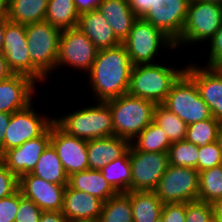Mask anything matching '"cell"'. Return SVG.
<instances>
[{
    "label": "cell",
    "mask_w": 222,
    "mask_h": 222,
    "mask_svg": "<svg viewBox=\"0 0 222 222\" xmlns=\"http://www.w3.org/2000/svg\"><path fill=\"white\" fill-rule=\"evenodd\" d=\"M67 185L77 191L89 193L103 203L118 193L100 170L87 169L74 173L68 176Z\"/></svg>",
    "instance_id": "24"
},
{
    "label": "cell",
    "mask_w": 222,
    "mask_h": 222,
    "mask_svg": "<svg viewBox=\"0 0 222 222\" xmlns=\"http://www.w3.org/2000/svg\"><path fill=\"white\" fill-rule=\"evenodd\" d=\"M186 203L163 204L161 217L163 222H185Z\"/></svg>",
    "instance_id": "42"
},
{
    "label": "cell",
    "mask_w": 222,
    "mask_h": 222,
    "mask_svg": "<svg viewBox=\"0 0 222 222\" xmlns=\"http://www.w3.org/2000/svg\"><path fill=\"white\" fill-rule=\"evenodd\" d=\"M212 208L213 215L218 219L219 222H222V198L212 203Z\"/></svg>",
    "instance_id": "48"
},
{
    "label": "cell",
    "mask_w": 222,
    "mask_h": 222,
    "mask_svg": "<svg viewBox=\"0 0 222 222\" xmlns=\"http://www.w3.org/2000/svg\"><path fill=\"white\" fill-rule=\"evenodd\" d=\"M154 0H131L129 2L132 11L138 18H143L153 6Z\"/></svg>",
    "instance_id": "43"
},
{
    "label": "cell",
    "mask_w": 222,
    "mask_h": 222,
    "mask_svg": "<svg viewBox=\"0 0 222 222\" xmlns=\"http://www.w3.org/2000/svg\"><path fill=\"white\" fill-rule=\"evenodd\" d=\"M66 186L26 173L19 177L18 189L23 197L32 200L42 211H62Z\"/></svg>",
    "instance_id": "16"
},
{
    "label": "cell",
    "mask_w": 222,
    "mask_h": 222,
    "mask_svg": "<svg viewBox=\"0 0 222 222\" xmlns=\"http://www.w3.org/2000/svg\"><path fill=\"white\" fill-rule=\"evenodd\" d=\"M153 121L168 135L171 143L185 140L187 124L163 104H156Z\"/></svg>",
    "instance_id": "32"
},
{
    "label": "cell",
    "mask_w": 222,
    "mask_h": 222,
    "mask_svg": "<svg viewBox=\"0 0 222 222\" xmlns=\"http://www.w3.org/2000/svg\"><path fill=\"white\" fill-rule=\"evenodd\" d=\"M133 222H155L162 213L163 203L153 191H130Z\"/></svg>",
    "instance_id": "26"
},
{
    "label": "cell",
    "mask_w": 222,
    "mask_h": 222,
    "mask_svg": "<svg viewBox=\"0 0 222 222\" xmlns=\"http://www.w3.org/2000/svg\"><path fill=\"white\" fill-rule=\"evenodd\" d=\"M130 191H153L169 166L167 152H144L129 145Z\"/></svg>",
    "instance_id": "12"
},
{
    "label": "cell",
    "mask_w": 222,
    "mask_h": 222,
    "mask_svg": "<svg viewBox=\"0 0 222 222\" xmlns=\"http://www.w3.org/2000/svg\"><path fill=\"white\" fill-rule=\"evenodd\" d=\"M212 216V204L198 200L186 203L185 222H208Z\"/></svg>",
    "instance_id": "37"
},
{
    "label": "cell",
    "mask_w": 222,
    "mask_h": 222,
    "mask_svg": "<svg viewBox=\"0 0 222 222\" xmlns=\"http://www.w3.org/2000/svg\"><path fill=\"white\" fill-rule=\"evenodd\" d=\"M39 222H70L62 211H43Z\"/></svg>",
    "instance_id": "45"
},
{
    "label": "cell",
    "mask_w": 222,
    "mask_h": 222,
    "mask_svg": "<svg viewBox=\"0 0 222 222\" xmlns=\"http://www.w3.org/2000/svg\"><path fill=\"white\" fill-rule=\"evenodd\" d=\"M98 48L77 27L61 31L59 49L56 61V71L59 67L89 72L97 57Z\"/></svg>",
    "instance_id": "11"
},
{
    "label": "cell",
    "mask_w": 222,
    "mask_h": 222,
    "mask_svg": "<svg viewBox=\"0 0 222 222\" xmlns=\"http://www.w3.org/2000/svg\"><path fill=\"white\" fill-rule=\"evenodd\" d=\"M60 34V29L45 20L26 25L34 81L44 83L46 77L56 71Z\"/></svg>",
    "instance_id": "3"
},
{
    "label": "cell",
    "mask_w": 222,
    "mask_h": 222,
    "mask_svg": "<svg viewBox=\"0 0 222 222\" xmlns=\"http://www.w3.org/2000/svg\"><path fill=\"white\" fill-rule=\"evenodd\" d=\"M133 64L121 43L114 48L98 51L97 57L86 73L95 101H108L128 92Z\"/></svg>",
    "instance_id": "1"
},
{
    "label": "cell",
    "mask_w": 222,
    "mask_h": 222,
    "mask_svg": "<svg viewBox=\"0 0 222 222\" xmlns=\"http://www.w3.org/2000/svg\"><path fill=\"white\" fill-rule=\"evenodd\" d=\"M11 113L0 112V148L3 146L5 131L9 125Z\"/></svg>",
    "instance_id": "46"
},
{
    "label": "cell",
    "mask_w": 222,
    "mask_h": 222,
    "mask_svg": "<svg viewBox=\"0 0 222 222\" xmlns=\"http://www.w3.org/2000/svg\"><path fill=\"white\" fill-rule=\"evenodd\" d=\"M163 105L187 125L213 117L194 81L185 72L172 84Z\"/></svg>",
    "instance_id": "8"
},
{
    "label": "cell",
    "mask_w": 222,
    "mask_h": 222,
    "mask_svg": "<svg viewBox=\"0 0 222 222\" xmlns=\"http://www.w3.org/2000/svg\"><path fill=\"white\" fill-rule=\"evenodd\" d=\"M31 103L28 107L11 113L9 125L5 131L0 156L9 149L18 147L26 141L43 135L54 122V118L38 113Z\"/></svg>",
    "instance_id": "10"
},
{
    "label": "cell",
    "mask_w": 222,
    "mask_h": 222,
    "mask_svg": "<svg viewBox=\"0 0 222 222\" xmlns=\"http://www.w3.org/2000/svg\"><path fill=\"white\" fill-rule=\"evenodd\" d=\"M48 0H9L8 16L10 22L31 24L45 20Z\"/></svg>",
    "instance_id": "25"
},
{
    "label": "cell",
    "mask_w": 222,
    "mask_h": 222,
    "mask_svg": "<svg viewBox=\"0 0 222 222\" xmlns=\"http://www.w3.org/2000/svg\"><path fill=\"white\" fill-rule=\"evenodd\" d=\"M36 86V81L22 74L0 81V112L13 113L28 107L34 101Z\"/></svg>",
    "instance_id": "19"
},
{
    "label": "cell",
    "mask_w": 222,
    "mask_h": 222,
    "mask_svg": "<svg viewBox=\"0 0 222 222\" xmlns=\"http://www.w3.org/2000/svg\"><path fill=\"white\" fill-rule=\"evenodd\" d=\"M169 164L197 170L198 146L186 140L172 143L168 149Z\"/></svg>",
    "instance_id": "35"
},
{
    "label": "cell",
    "mask_w": 222,
    "mask_h": 222,
    "mask_svg": "<svg viewBox=\"0 0 222 222\" xmlns=\"http://www.w3.org/2000/svg\"><path fill=\"white\" fill-rule=\"evenodd\" d=\"M110 105L114 135L131 142L154 117L156 104L126 93L106 101Z\"/></svg>",
    "instance_id": "5"
},
{
    "label": "cell",
    "mask_w": 222,
    "mask_h": 222,
    "mask_svg": "<svg viewBox=\"0 0 222 222\" xmlns=\"http://www.w3.org/2000/svg\"><path fill=\"white\" fill-rule=\"evenodd\" d=\"M208 42L210 43L208 44L210 52L206 67L218 68L222 65V25Z\"/></svg>",
    "instance_id": "41"
},
{
    "label": "cell",
    "mask_w": 222,
    "mask_h": 222,
    "mask_svg": "<svg viewBox=\"0 0 222 222\" xmlns=\"http://www.w3.org/2000/svg\"><path fill=\"white\" fill-rule=\"evenodd\" d=\"M127 139L115 135L87 141L88 166L91 170H101L109 162L122 156L129 148Z\"/></svg>",
    "instance_id": "21"
},
{
    "label": "cell",
    "mask_w": 222,
    "mask_h": 222,
    "mask_svg": "<svg viewBox=\"0 0 222 222\" xmlns=\"http://www.w3.org/2000/svg\"><path fill=\"white\" fill-rule=\"evenodd\" d=\"M153 192L163 204L197 201L199 172L195 168L169 164Z\"/></svg>",
    "instance_id": "9"
},
{
    "label": "cell",
    "mask_w": 222,
    "mask_h": 222,
    "mask_svg": "<svg viewBox=\"0 0 222 222\" xmlns=\"http://www.w3.org/2000/svg\"><path fill=\"white\" fill-rule=\"evenodd\" d=\"M98 222H133L130 191L119 192L105 201Z\"/></svg>",
    "instance_id": "31"
},
{
    "label": "cell",
    "mask_w": 222,
    "mask_h": 222,
    "mask_svg": "<svg viewBox=\"0 0 222 222\" xmlns=\"http://www.w3.org/2000/svg\"><path fill=\"white\" fill-rule=\"evenodd\" d=\"M100 171L118 193L129 192L131 187L129 148L122 156L109 162Z\"/></svg>",
    "instance_id": "29"
},
{
    "label": "cell",
    "mask_w": 222,
    "mask_h": 222,
    "mask_svg": "<svg viewBox=\"0 0 222 222\" xmlns=\"http://www.w3.org/2000/svg\"><path fill=\"white\" fill-rule=\"evenodd\" d=\"M79 16L73 0H48L45 21L61 31L76 28Z\"/></svg>",
    "instance_id": "28"
},
{
    "label": "cell",
    "mask_w": 222,
    "mask_h": 222,
    "mask_svg": "<svg viewBox=\"0 0 222 222\" xmlns=\"http://www.w3.org/2000/svg\"><path fill=\"white\" fill-rule=\"evenodd\" d=\"M31 174L57 185L68 184V174L51 144L43 151Z\"/></svg>",
    "instance_id": "27"
},
{
    "label": "cell",
    "mask_w": 222,
    "mask_h": 222,
    "mask_svg": "<svg viewBox=\"0 0 222 222\" xmlns=\"http://www.w3.org/2000/svg\"><path fill=\"white\" fill-rule=\"evenodd\" d=\"M222 198V164L199 172L198 201L209 204Z\"/></svg>",
    "instance_id": "33"
},
{
    "label": "cell",
    "mask_w": 222,
    "mask_h": 222,
    "mask_svg": "<svg viewBox=\"0 0 222 222\" xmlns=\"http://www.w3.org/2000/svg\"><path fill=\"white\" fill-rule=\"evenodd\" d=\"M4 32H5V18L0 19V51L1 52L4 46Z\"/></svg>",
    "instance_id": "50"
},
{
    "label": "cell",
    "mask_w": 222,
    "mask_h": 222,
    "mask_svg": "<svg viewBox=\"0 0 222 222\" xmlns=\"http://www.w3.org/2000/svg\"><path fill=\"white\" fill-rule=\"evenodd\" d=\"M11 75L13 73L8 68L4 54L0 51V81L8 79Z\"/></svg>",
    "instance_id": "47"
},
{
    "label": "cell",
    "mask_w": 222,
    "mask_h": 222,
    "mask_svg": "<svg viewBox=\"0 0 222 222\" xmlns=\"http://www.w3.org/2000/svg\"><path fill=\"white\" fill-rule=\"evenodd\" d=\"M50 144V128L41 136L9 149L1 157L6 167L18 178L31 173L43 151Z\"/></svg>",
    "instance_id": "18"
},
{
    "label": "cell",
    "mask_w": 222,
    "mask_h": 222,
    "mask_svg": "<svg viewBox=\"0 0 222 222\" xmlns=\"http://www.w3.org/2000/svg\"><path fill=\"white\" fill-rule=\"evenodd\" d=\"M77 28L91 40L98 50L114 48L121 44L98 8L80 14Z\"/></svg>",
    "instance_id": "22"
},
{
    "label": "cell",
    "mask_w": 222,
    "mask_h": 222,
    "mask_svg": "<svg viewBox=\"0 0 222 222\" xmlns=\"http://www.w3.org/2000/svg\"><path fill=\"white\" fill-rule=\"evenodd\" d=\"M221 127L222 122L214 117L189 124L185 140L198 147L215 142Z\"/></svg>",
    "instance_id": "34"
},
{
    "label": "cell",
    "mask_w": 222,
    "mask_h": 222,
    "mask_svg": "<svg viewBox=\"0 0 222 222\" xmlns=\"http://www.w3.org/2000/svg\"><path fill=\"white\" fill-rule=\"evenodd\" d=\"M8 2L9 0H0V19L8 16Z\"/></svg>",
    "instance_id": "49"
},
{
    "label": "cell",
    "mask_w": 222,
    "mask_h": 222,
    "mask_svg": "<svg viewBox=\"0 0 222 222\" xmlns=\"http://www.w3.org/2000/svg\"><path fill=\"white\" fill-rule=\"evenodd\" d=\"M190 0H154L142 18L162 30L174 42L181 36Z\"/></svg>",
    "instance_id": "15"
},
{
    "label": "cell",
    "mask_w": 222,
    "mask_h": 222,
    "mask_svg": "<svg viewBox=\"0 0 222 222\" xmlns=\"http://www.w3.org/2000/svg\"><path fill=\"white\" fill-rule=\"evenodd\" d=\"M184 69L161 63L135 65L131 70L127 93L155 104H163L172 84Z\"/></svg>",
    "instance_id": "4"
},
{
    "label": "cell",
    "mask_w": 222,
    "mask_h": 222,
    "mask_svg": "<svg viewBox=\"0 0 222 222\" xmlns=\"http://www.w3.org/2000/svg\"><path fill=\"white\" fill-rule=\"evenodd\" d=\"M208 222H219L218 219L213 215Z\"/></svg>",
    "instance_id": "53"
},
{
    "label": "cell",
    "mask_w": 222,
    "mask_h": 222,
    "mask_svg": "<svg viewBox=\"0 0 222 222\" xmlns=\"http://www.w3.org/2000/svg\"><path fill=\"white\" fill-rule=\"evenodd\" d=\"M75 222H98L97 220H93V221H75Z\"/></svg>",
    "instance_id": "55"
},
{
    "label": "cell",
    "mask_w": 222,
    "mask_h": 222,
    "mask_svg": "<svg viewBox=\"0 0 222 222\" xmlns=\"http://www.w3.org/2000/svg\"><path fill=\"white\" fill-rule=\"evenodd\" d=\"M194 1H206V2H213L216 4L222 5V0H194Z\"/></svg>",
    "instance_id": "52"
},
{
    "label": "cell",
    "mask_w": 222,
    "mask_h": 222,
    "mask_svg": "<svg viewBox=\"0 0 222 222\" xmlns=\"http://www.w3.org/2000/svg\"><path fill=\"white\" fill-rule=\"evenodd\" d=\"M95 103L54 117V122L66 133L87 141L114 135L110 105L105 101Z\"/></svg>",
    "instance_id": "2"
},
{
    "label": "cell",
    "mask_w": 222,
    "mask_h": 222,
    "mask_svg": "<svg viewBox=\"0 0 222 222\" xmlns=\"http://www.w3.org/2000/svg\"><path fill=\"white\" fill-rule=\"evenodd\" d=\"M98 10L108 21L116 38L122 43L138 20L129 2L124 0H103Z\"/></svg>",
    "instance_id": "23"
},
{
    "label": "cell",
    "mask_w": 222,
    "mask_h": 222,
    "mask_svg": "<svg viewBox=\"0 0 222 222\" xmlns=\"http://www.w3.org/2000/svg\"><path fill=\"white\" fill-rule=\"evenodd\" d=\"M222 25V5L206 1L190 0L181 36L174 42L175 48L209 41ZM186 43V44H185Z\"/></svg>",
    "instance_id": "6"
},
{
    "label": "cell",
    "mask_w": 222,
    "mask_h": 222,
    "mask_svg": "<svg viewBox=\"0 0 222 222\" xmlns=\"http://www.w3.org/2000/svg\"><path fill=\"white\" fill-rule=\"evenodd\" d=\"M19 189L12 195L0 199V222H14L22 198Z\"/></svg>",
    "instance_id": "40"
},
{
    "label": "cell",
    "mask_w": 222,
    "mask_h": 222,
    "mask_svg": "<svg viewBox=\"0 0 222 222\" xmlns=\"http://www.w3.org/2000/svg\"><path fill=\"white\" fill-rule=\"evenodd\" d=\"M133 64H153L159 48L175 50L174 41L162 30L142 18L134 23L128 37L122 42ZM155 60V61H153ZM153 61V62H152Z\"/></svg>",
    "instance_id": "7"
},
{
    "label": "cell",
    "mask_w": 222,
    "mask_h": 222,
    "mask_svg": "<svg viewBox=\"0 0 222 222\" xmlns=\"http://www.w3.org/2000/svg\"><path fill=\"white\" fill-rule=\"evenodd\" d=\"M184 72L194 81L212 116L222 122V72L219 68L189 64Z\"/></svg>",
    "instance_id": "17"
},
{
    "label": "cell",
    "mask_w": 222,
    "mask_h": 222,
    "mask_svg": "<svg viewBox=\"0 0 222 222\" xmlns=\"http://www.w3.org/2000/svg\"><path fill=\"white\" fill-rule=\"evenodd\" d=\"M155 222H163L162 217L160 216Z\"/></svg>",
    "instance_id": "54"
},
{
    "label": "cell",
    "mask_w": 222,
    "mask_h": 222,
    "mask_svg": "<svg viewBox=\"0 0 222 222\" xmlns=\"http://www.w3.org/2000/svg\"><path fill=\"white\" fill-rule=\"evenodd\" d=\"M103 202L89 193L77 191L68 185L63 200V215L70 221L99 220Z\"/></svg>",
    "instance_id": "20"
},
{
    "label": "cell",
    "mask_w": 222,
    "mask_h": 222,
    "mask_svg": "<svg viewBox=\"0 0 222 222\" xmlns=\"http://www.w3.org/2000/svg\"><path fill=\"white\" fill-rule=\"evenodd\" d=\"M2 53L13 74H22L33 79V63L28 50L25 24H16L5 18Z\"/></svg>",
    "instance_id": "13"
},
{
    "label": "cell",
    "mask_w": 222,
    "mask_h": 222,
    "mask_svg": "<svg viewBox=\"0 0 222 222\" xmlns=\"http://www.w3.org/2000/svg\"><path fill=\"white\" fill-rule=\"evenodd\" d=\"M50 144L56 150L68 176L89 169L87 140L66 133L53 122L50 126Z\"/></svg>",
    "instance_id": "14"
},
{
    "label": "cell",
    "mask_w": 222,
    "mask_h": 222,
    "mask_svg": "<svg viewBox=\"0 0 222 222\" xmlns=\"http://www.w3.org/2000/svg\"><path fill=\"white\" fill-rule=\"evenodd\" d=\"M77 12L80 14L97 9L103 0H73Z\"/></svg>",
    "instance_id": "44"
},
{
    "label": "cell",
    "mask_w": 222,
    "mask_h": 222,
    "mask_svg": "<svg viewBox=\"0 0 222 222\" xmlns=\"http://www.w3.org/2000/svg\"><path fill=\"white\" fill-rule=\"evenodd\" d=\"M42 212L32 200L22 197L14 222H39Z\"/></svg>",
    "instance_id": "38"
},
{
    "label": "cell",
    "mask_w": 222,
    "mask_h": 222,
    "mask_svg": "<svg viewBox=\"0 0 222 222\" xmlns=\"http://www.w3.org/2000/svg\"><path fill=\"white\" fill-rule=\"evenodd\" d=\"M18 186L19 178L6 167L0 157V199L14 194Z\"/></svg>",
    "instance_id": "39"
},
{
    "label": "cell",
    "mask_w": 222,
    "mask_h": 222,
    "mask_svg": "<svg viewBox=\"0 0 222 222\" xmlns=\"http://www.w3.org/2000/svg\"><path fill=\"white\" fill-rule=\"evenodd\" d=\"M217 144L221 152V158H222V127L219 130L218 136H217Z\"/></svg>",
    "instance_id": "51"
},
{
    "label": "cell",
    "mask_w": 222,
    "mask_h": 222,
    "mask_svg": "<svg viewBox=\"0 0 222 222\" xmlns=\"http://www.w3.org/2000/svg\"><path fill=\"white\" fill-rule=\"evenodd\" d=\"M221 164V152L218 147L217 141L198 147V172L219 166Z\"/></svg>",
    "instance_id": "36"
},
{
    "label": "cell",
    "mask_w": 222,
    "mask_h": 222,
    "mask_svg": "<svg viewBox=\"0 0 222 222\" xmlns=\"http://www.w3.org/2000/svg\"><path fill=\"white\" fill-rule=\"evenodd\" d=\"M137 150L144 152H168L171 141L163 129L152 121L131 142Z\"/></svg>",
    "instance_id": "30"
}]
</instances>
